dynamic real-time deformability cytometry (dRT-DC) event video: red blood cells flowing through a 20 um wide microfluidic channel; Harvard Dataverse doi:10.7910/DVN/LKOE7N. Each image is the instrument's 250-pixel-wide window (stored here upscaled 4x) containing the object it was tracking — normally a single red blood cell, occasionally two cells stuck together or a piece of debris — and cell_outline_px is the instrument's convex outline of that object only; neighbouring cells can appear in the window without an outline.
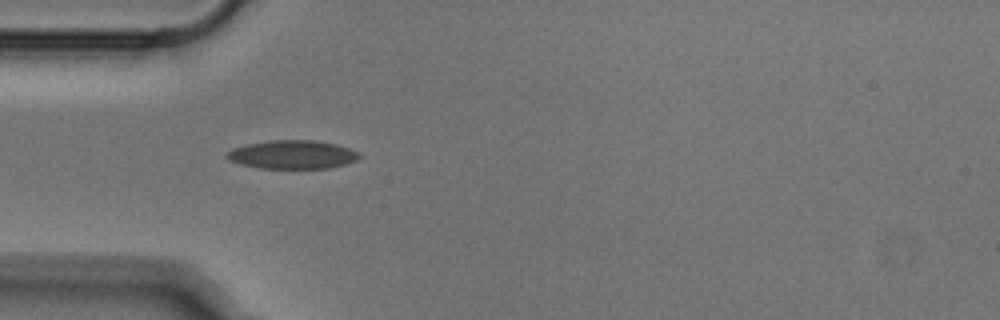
{"species": "Egyptian fruit bat (a non-hibernating species)", "species_latin": "Rousettus aegyptiacus", "temperature_condition": "cold", "stored_images_in_passage": 38, "camera_frame_rate_fps": 3000, "um_per_image_px": 0.085, "animal": {"sex": "male"}, "frame": {"image": 1, "passage_image": 1, "time_ms": 0.0, "image_size_px": [1000, 320], "cell_outline_px": [[364, 156], [356, 160], [332, 168], [260, 168], [240, 164], [228, 160], [224, 156], [232, 148], [248, 144], [272, 140], [316, 140], [336, 144], [360, 152]], "centroid_in_image_um": [24.88, 13.14], "position_along_channel_um": 60.1, "area_um2": 22.14}}
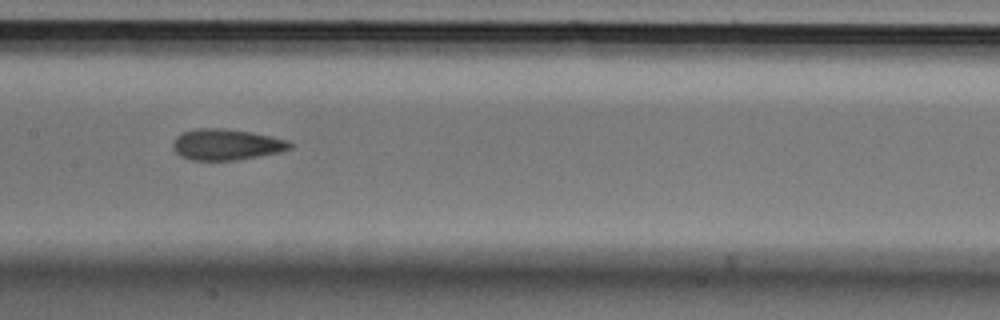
{"frame": {"image": 2, "passage_image": 11, "time_ms": 3.333, "image_size_px": [1000, 320], "cell_outline_px": [[296, 144], [292, 148], [280, 152], [236, 160], [192, 160], [180, 156], [172, 148], [172, 140], [176, 136], [184, 132], [196, 128], [224, 128], [252, 132], [272, 136], [288, 140]], "centroid_in_image_um": [19.26, 12.28], "position_along_channel_um": 188.1, "area_um2": 21.44}}
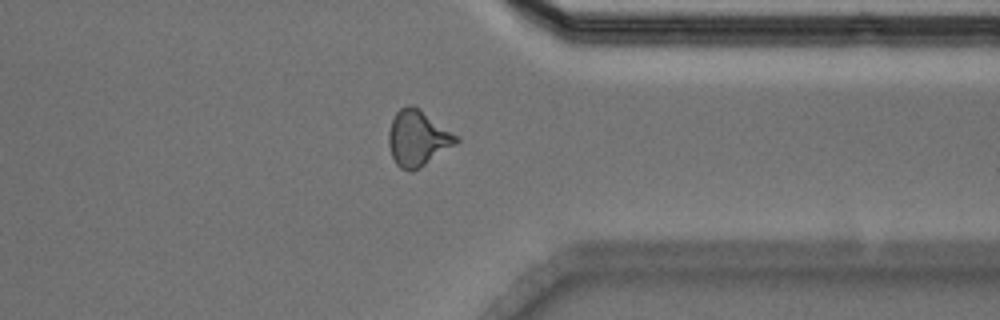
{"frame": {"image": 3, "passage_image": 26, "time_ms": 8.333, "image_size_px": [1000, 320], "cell_outline_px": [[460, 140], [456, 144], [420, 168], [412, 172], [408, 172], [400, 168], [396, 164], [392, 156], [388, 144], [388, 132], [392, 120], [396, 112], [400, 108], [408, 104], [420, 108], [460, 136]], "centroid_in_image_um": [35.52, 11.75], "position_along_channel_um": 375.9, "area_um2": 22.31}}